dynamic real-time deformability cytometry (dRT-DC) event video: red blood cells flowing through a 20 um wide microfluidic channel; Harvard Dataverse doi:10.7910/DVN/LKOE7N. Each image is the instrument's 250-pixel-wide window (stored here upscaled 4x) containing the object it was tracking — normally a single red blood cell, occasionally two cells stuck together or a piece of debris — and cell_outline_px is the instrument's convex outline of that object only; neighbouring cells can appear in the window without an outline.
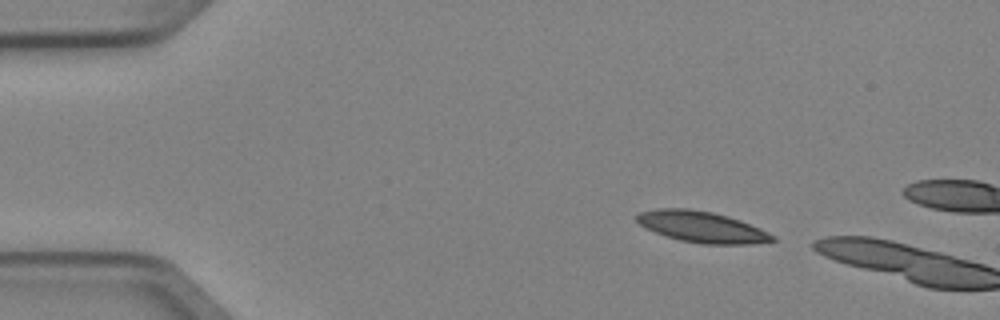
{"species": "Egyptian fruit bat (a non-hibernating species)", "species_latin": "Rousettus aegyptiacus", "temperature_condition": "cold", "stored_images_in_passage": 2, "camera_frame_rate_fps": 3000, "um_per_image_px": 0.085, "animal": {"sex": "female"}, "frame": {"image": 1, "passage_image": 1, "time_ms": 0.0, "image_size_px": [1000, 320], "cell_outline_px": [[776, 240], [752, 244], [700, 244], [680, 240], [656, 232], [640, 224], [636, 220], [636, 216], [640, 212], [656, 208], [688, 208], [712, 212], [728, 216], [740, 220], [760, 228], [776, 236]], "centroid_in_image_um": [59.68, 19.28], "position_along_channel_um": 25.3, "area_um2": 24.51}}